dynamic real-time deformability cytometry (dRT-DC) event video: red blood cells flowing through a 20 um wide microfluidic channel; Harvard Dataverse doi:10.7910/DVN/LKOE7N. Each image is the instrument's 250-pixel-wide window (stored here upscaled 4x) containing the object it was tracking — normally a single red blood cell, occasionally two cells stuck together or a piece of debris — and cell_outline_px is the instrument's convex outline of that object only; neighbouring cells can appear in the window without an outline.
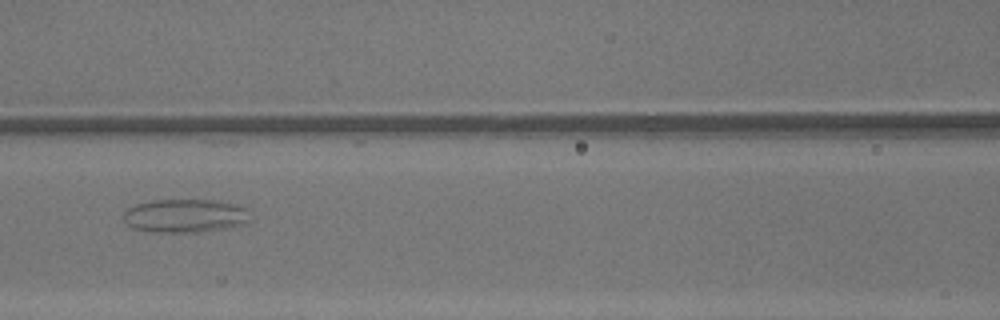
{"species": "common noctule bat (a hibernating species)", "species_latin": "Nyctalus noctula", "temperature_condition": "warm", "stored_images_in_passage": 50, "camera_frame_rate_fps": 3000, "um_per_image_px": 0.085, "animal": {"sex": "male", "body_mass_g": 13.3}, "frame": {"image": 1, "passage_image": 24, "time_ms": 7.667, "image_size_px": [1000, 320], "cell_outline_px": [[252, 220], [248, 224], [228, 228], [204, 232], [152, 232], [132, 228], [124, 220], [124, 212], [128, 208], [136, 204], [156, 200], [228, 200], [248, 208]], "centroid_in_image_um": [15.86, 18.34], "position_along_channel_um": 150.7, "area_um2": 25.43}}
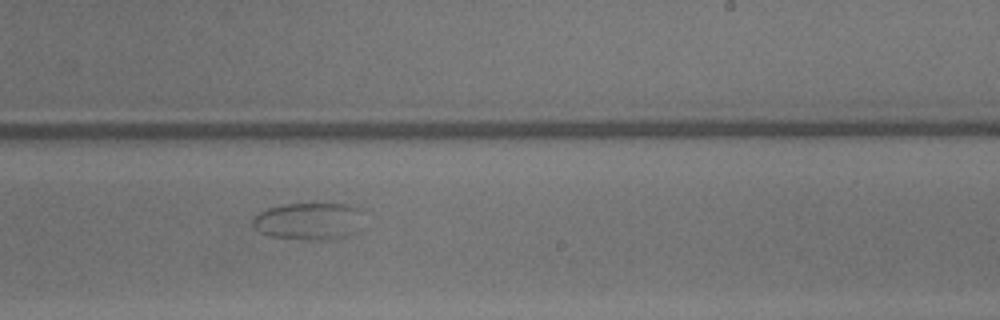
{"frame": {"image": 2, "passage_image": 32, "time_ms": 10.333, "image_size_px": [1000, 320], "cell_outline_px": [[360, 208], [356, 232], [344, 236], [320, 240], [304, 240], [268, 236], [260, 232], [252, 224], [252, 220], [260, 212], [268, 208], [280, 204], [344, 204]], "centroid_in_image_um": [26.17, 18.8], "position_along_channel_um": 262.8, "area_um2": 23.64}}
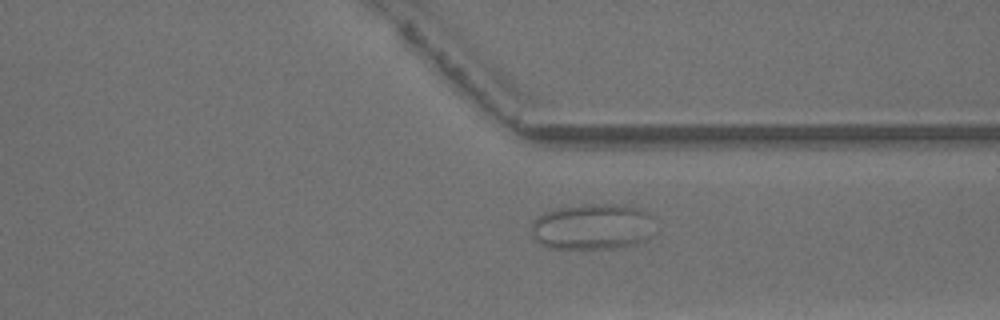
{"frame": {"image": 3, "passage_image": 39, "time_ms": 12.667, "image_size_px": [1000, 320], "cell_outline_px": [[652, 216], [648, 240], [624, 248], [548, 248], [540, 244], [532, 232], [532, 220], [544, 212], [556, 208], [584, 204], [616, 204], [636, 208], [648, 212]], "centroid_in_image_um": [50.34, 19.27], "position_along_channel_um": 361.1, "area_um2": 33.12}}